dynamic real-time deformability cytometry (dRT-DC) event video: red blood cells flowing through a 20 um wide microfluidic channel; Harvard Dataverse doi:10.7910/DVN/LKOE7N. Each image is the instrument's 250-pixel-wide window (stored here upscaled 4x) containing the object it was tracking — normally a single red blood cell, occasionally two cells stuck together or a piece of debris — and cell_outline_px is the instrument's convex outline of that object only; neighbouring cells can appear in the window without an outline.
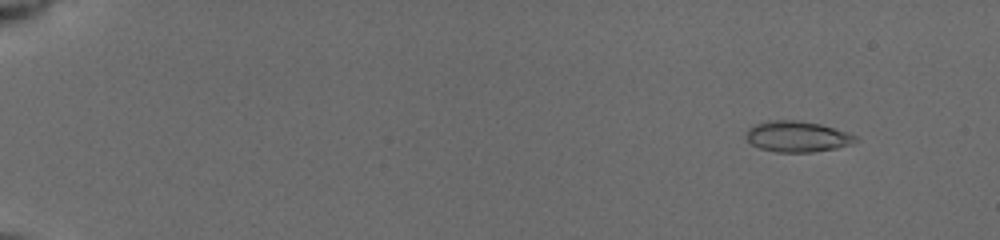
{"species": "common noctule bat (a hibernating species)", "species_latin": "Nyctalus noctula", "temperature_condition": "cold", "stored_images_in_passage": 25, "camera_frame_rate_fps": 3000, "um_per_image_px": 0.085, "animal": {"sex": "female", "body_mass_g": 19.5, "forearm_length_mm": 54.1}, "frame": {"image": 1, "passage_image": 2, "time_ms": 0.333, "image_size_px": [1000, 240], "cell_outline_px": [[860, 140], [836, 148], [812, 152], [776, 152], [760, 148], [752, 144], [744, 136], [748, 128], [756, 124], [768, 120], [800, 120], [820, 124], [856, 136]], "centroid_in_image_um": [67.72, 11.6], "position_along_channel_um": 17.3, "area_um2": 19.54}}
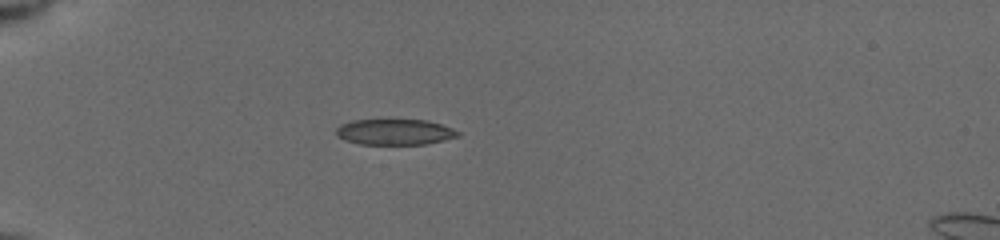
{"frame": {"image": 2, "passage_image": 20, "time_ms": 4.333, "image_size_px": [1000, 240], "cell_outline_px": [[460, 136], [444, 140], [424, 144], [360, 144], [344, 140], [336, 136], [336, 128], [340, 124], [352, 120], [428, 120], [452, 128], [460, 132]], "centroid_in_image_um": [33.53, 11.22], "position_along_channel_um": 51.5, "area_um2": 18.32}}